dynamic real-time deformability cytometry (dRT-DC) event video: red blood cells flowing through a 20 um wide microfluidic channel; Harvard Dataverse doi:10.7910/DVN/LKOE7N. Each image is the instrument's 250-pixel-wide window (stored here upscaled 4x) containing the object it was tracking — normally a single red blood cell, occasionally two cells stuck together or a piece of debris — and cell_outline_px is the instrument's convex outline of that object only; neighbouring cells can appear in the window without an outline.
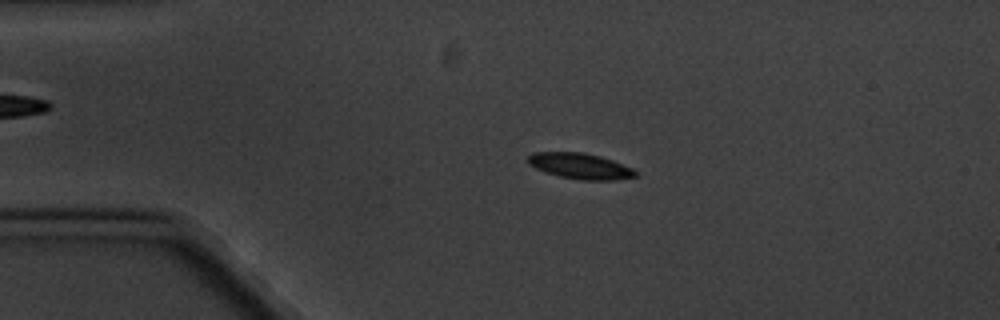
{"species": "common noctule bat (a hibernating species)", "species_latin": "Nyctalus noctula", "temperature_condition": "cold", "stored_images_in_passage": 5, "camera_frame_rate_fps": 3000, "um_per_image_px": 0.085, "animal": {"sex": "male", "body_mass_g": 20.1, "forearm_length_mm": 53.5}, "frame": {"image": 1, "passage_image": 3, "time_ms": 2.333, "image_size_px": [1000, 320], "cell_outline_px": [[636, 176], [616, 180], [580, 180], [560, 176], [536, 168], [528, 164], [528, 156], [532, 152], [584, 152], [600, 156], [612, 160], [632, 168], [636, 172]], "centroid_in_image_um": [49.31, 14.1], "position_along_channel_um": 35.7, "area_um2": 16.01}}
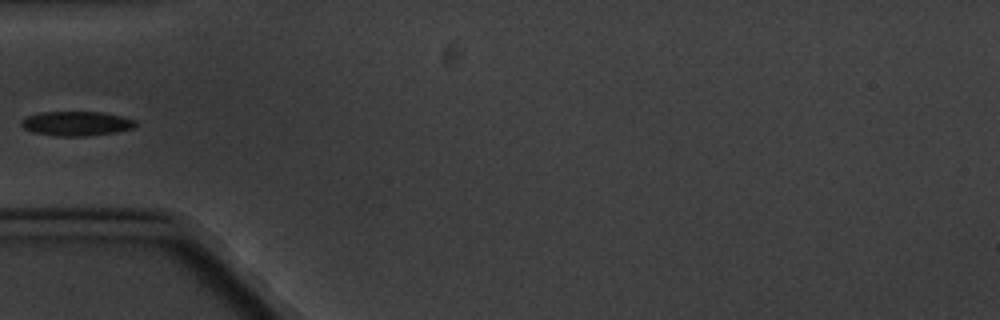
{"frame": {"image": 2, "passage_image": 5, "time_ms": 4.667, "image_size_px": [1000, 320], "cell_outline_px": [[136, 124], [132, 128], [116, 132], [84, 136], [56, 136], [32, 132], [24, 128], [20, 124], [20, 120], [28, 116], [44, 112], [100, 112], [120, 116], [136, 120]], "centroid_in_image_um": [6.47, 10.5], "position_along_channel_um": 78.5, "area_um2": 16.13}}